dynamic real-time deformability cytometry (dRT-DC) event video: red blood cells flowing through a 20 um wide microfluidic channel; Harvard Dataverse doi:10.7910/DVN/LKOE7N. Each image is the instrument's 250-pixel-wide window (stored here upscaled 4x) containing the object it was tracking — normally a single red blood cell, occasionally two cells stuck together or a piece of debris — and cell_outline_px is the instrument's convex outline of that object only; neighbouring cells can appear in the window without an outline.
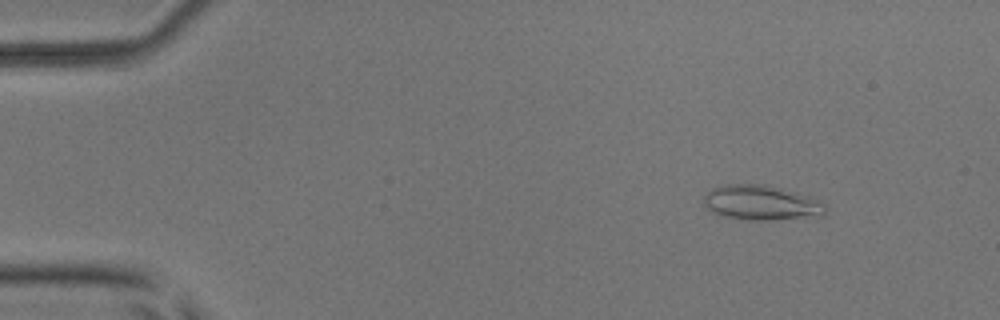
{"species": "common noctule bat (a hibernating species)", "species_latin": "Nyctalus noctula", "temperature_condition": "room temperature", "stored_images_in_passage": 54, "camera_frame_rate_fps": 3000, "um_per_image_px": 0.085, "animal": {"sex": "male", "body_mass_g": 17.9, "forearm_length_mm": 54.2}, "frame": {"image": 1, "passage_image": 7, "time_ms": 2.0, "image_size_px": [1000, 320], "cell_outline_px": [[828, 212], [824, 216], [776, 220], [744, 220], [724, 216], [712, 212], [704, 204], [704, 196], [712, 188], [724, 184], [764, 184], [796, 192], [808, 196], [824, 204]], "centroid_in_image_um": [64.73, 17.25], "position_along_channel_um": 20.3, "area_um2": 24.91}}
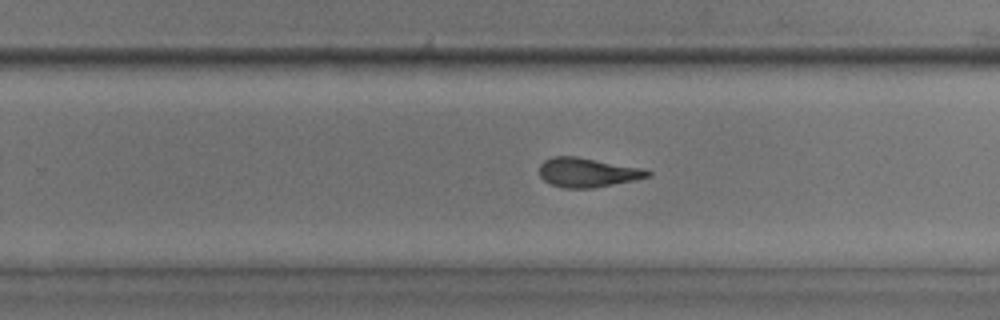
{"frame": {"image": 2, "passage_image": 35, "time_ms": 11.333, "image_size_px": [1000, 320], "cell_outline_px": [[652, 176], [592, 188], [564, 188], [552, 184], [544, 180], [540, 176], [540, 164], [544, 160], [552, 156], [576, 156], [644, 168], [652, 172]], "centroid_in_image_um": [49.94, 14.64], "position_along_channel_um": 279.9, "area_um2": 18.44}}
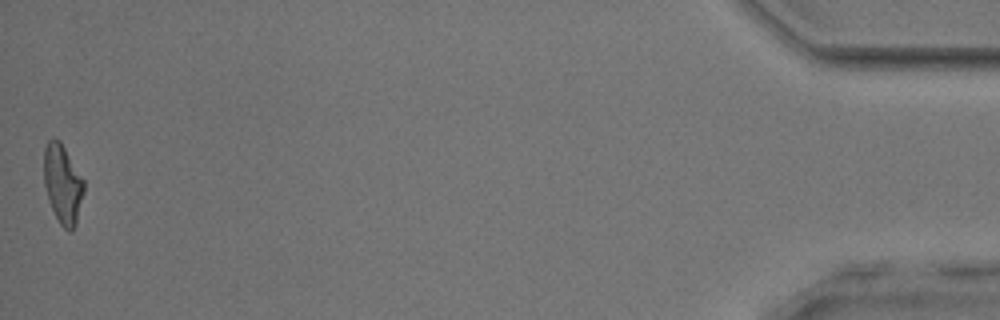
{"frame": {"image": 3, "passage_image": 54, "time_ms": 17.667, "image_size_px": [1000, 320], "cell_outline_px": [[84, 192], [76, 224], [72, 232], [68, 232], [60, 224], [48, 200], [44, 184], [44, 148], [48, 140], [52, 136], [60, 140], [84, 180]], "centroid_in_image_um": [5.32, 15.63], "position_along_channel_um": 429.9, "area_um2": 18.55}, "authors_computed_cell_mechanics": {"area_um2": 18.9295, "velocity_mm_per_s": 3.8461, "shape_relaxation_time_tau1_ms": 7.2274, "shape_relaxation_time_tau2_ms": 2.9484, "deformation_change_tau1": 0.2241, "deformation_change_tau2": 0.1235}}